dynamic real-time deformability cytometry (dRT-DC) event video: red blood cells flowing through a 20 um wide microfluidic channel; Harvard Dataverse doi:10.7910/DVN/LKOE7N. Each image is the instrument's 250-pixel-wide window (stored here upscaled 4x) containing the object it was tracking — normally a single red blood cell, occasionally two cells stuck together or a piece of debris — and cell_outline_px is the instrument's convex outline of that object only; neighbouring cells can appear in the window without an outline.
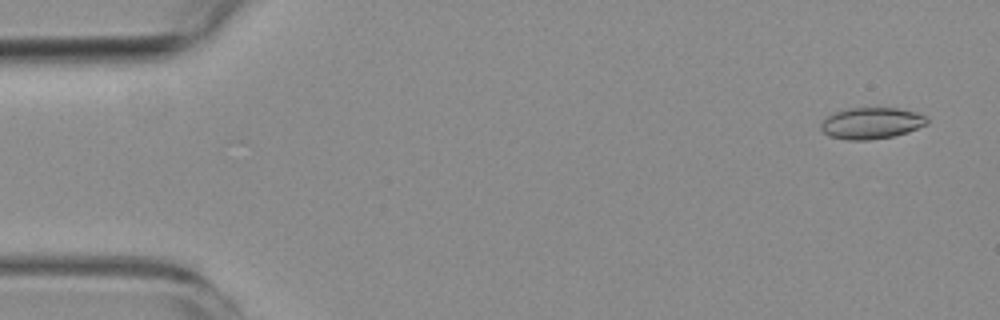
{"species": "common noctule bat (a hibernating species)", "species_latin": "Nyctalus noctula", "temperature_condition": "room temperature", "stored_images_in_passage": 4, "camera_frame_rate_fps": 3000, "um_per_image_px": 0.085, "animal": {"sex": "female", "body_mass_g": 19.3, "forearm_length_mm": 54.1}, "frame": {"image": 1, "passage_image": 1, "time_ms": 0.0, "image_size_px": [1000, 320], "cell_outline_px": [[928, 124], [908, 132], [892, 136], [868, 140], [848, 140], [828, 136], [820, 128], [820, 124], [828, 116], [836, 112], [848, 108], [896, 108], [916, 112], [924, 116], [928, 120]], "centroid_in_image_um": [74.06, 10.47], "position_along_channel_um": 10.9, "area_um2": 19.31}}
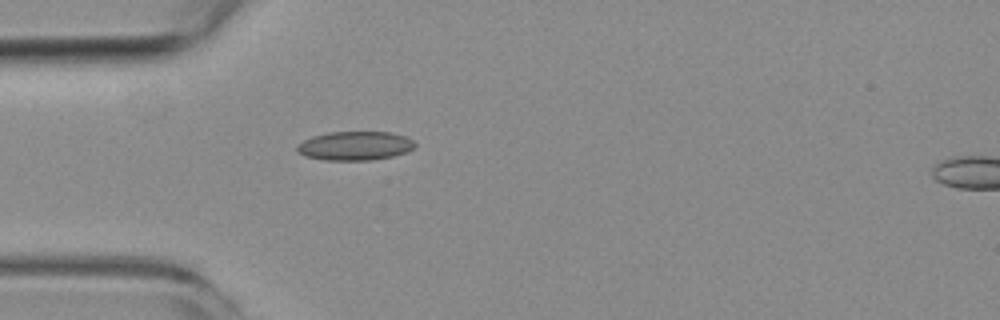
{"frame": {"image": 2, "passage_image": 4, "time_ms": 4.333, "image_size_px": [1000, 320], "cell_outline_px": [[416, 144], [412, 148], [404, 152], [392, 156], [372, 160], [324, 160], [304, 156], [296, 152], [296, 144], [312, 136], [328, 132], [392, 132], [404, 136], [412, 140]], "centroid_in_image_um": [30.11, 12.39], "position_along_channel_um": 54.9, "area_um2": 19.88}}